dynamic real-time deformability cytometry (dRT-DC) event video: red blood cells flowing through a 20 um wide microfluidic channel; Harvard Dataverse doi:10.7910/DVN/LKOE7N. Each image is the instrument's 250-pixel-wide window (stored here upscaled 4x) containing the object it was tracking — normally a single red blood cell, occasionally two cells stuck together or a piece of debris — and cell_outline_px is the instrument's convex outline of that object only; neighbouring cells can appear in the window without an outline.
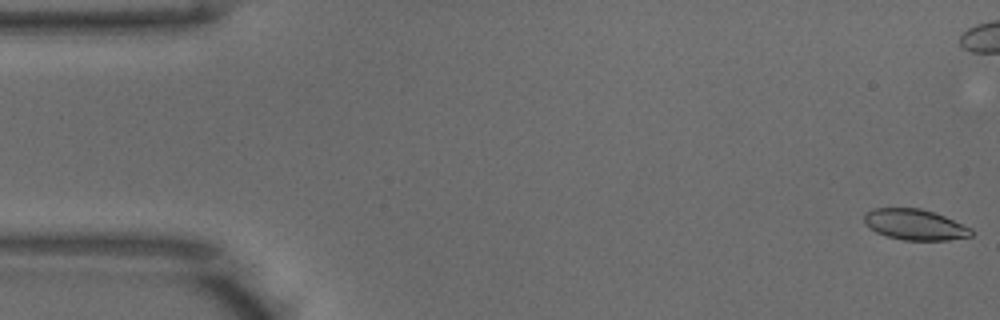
{"species": "common noctule bat (a hibernating species)", "species_latin": "Nyctalus noctula", "temperature_condition": "warm", "stored_images_in_passage": 12, "camera_frame_rate_fps": 3000, "um_per_image_px": 0.085, "animal": {"sex": "male", "body_mass_g": 18.8}, "frame": {"image": 1, "passage_image": 1, "time_ms": 0.0, "image_size_px": [1000, 320], "cell_outline_px": [[972, 236], [948, 240], [904, 240], [888, 236], [876, 232], [868, 228], [864, 224], [864, 212], [872, 208], [920, 208], [944, 216], [972, 228]], "centroid_in_image_um": [77.73, 19.08], "position_along_channel_um": 7.3, "area_um2": 19.25}}